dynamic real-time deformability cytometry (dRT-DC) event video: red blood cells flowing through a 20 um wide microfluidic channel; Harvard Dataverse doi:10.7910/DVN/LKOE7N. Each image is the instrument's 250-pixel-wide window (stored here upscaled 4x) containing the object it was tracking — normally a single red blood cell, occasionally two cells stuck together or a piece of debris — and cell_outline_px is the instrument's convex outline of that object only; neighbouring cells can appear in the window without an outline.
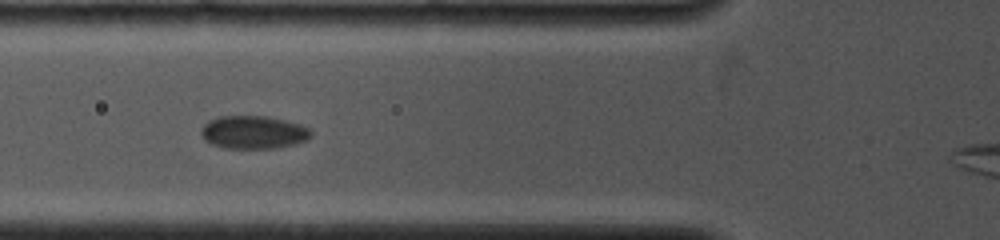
{"species": "common noctule bat (a hibernating species)", "species_latin": "Nyctalus noctula", "temperature_condition": "cold", "stored_images_in_passage": 4, "camera_frame_rate_fps": 4000, "um_per_image_px": 0.085, "animal": {"sex": "female", "body_mass_g": 19.0, "forearm_length_mm": 53.3}, "frame": {"image": 1, "passage_image": 3, "time_ms": 1.75, "image_size_px": [1000, 240], "cell_outline_px": [[312, 136], [308, 140], [296, 144], [276, 148], [224, 148], [212, 144], [204, 140], [200, 132], [204, 124], [208, 120], [220, 116], [268, 116], [300, 124], [308, 128], [312, 132]], "centroid_in_image_um": [21.55, 11.24], "position_along_channel_um": 104.2, "area_um2": 21.33}}
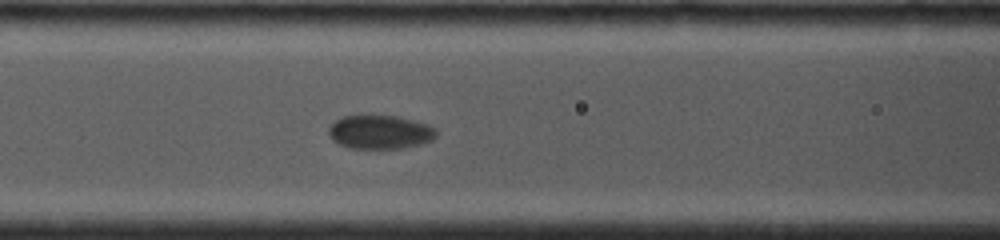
{"frame": {"image": 2, "passage_image": 4, "time_ms": 2.5, "image_size_px": [1000, 240], "cell_outline_px": [[436, 136], [432, 140], [420, 144], [404, 148], [348, 148], [332, 140], [328, 132], [328, 128], [340, 116], [396, 116], [428, 124], [436, 128]], "centroid_in_image_um": [32.3, 11.23], "position_along_channel_um": 134.3, "area_um2": 21.1}}